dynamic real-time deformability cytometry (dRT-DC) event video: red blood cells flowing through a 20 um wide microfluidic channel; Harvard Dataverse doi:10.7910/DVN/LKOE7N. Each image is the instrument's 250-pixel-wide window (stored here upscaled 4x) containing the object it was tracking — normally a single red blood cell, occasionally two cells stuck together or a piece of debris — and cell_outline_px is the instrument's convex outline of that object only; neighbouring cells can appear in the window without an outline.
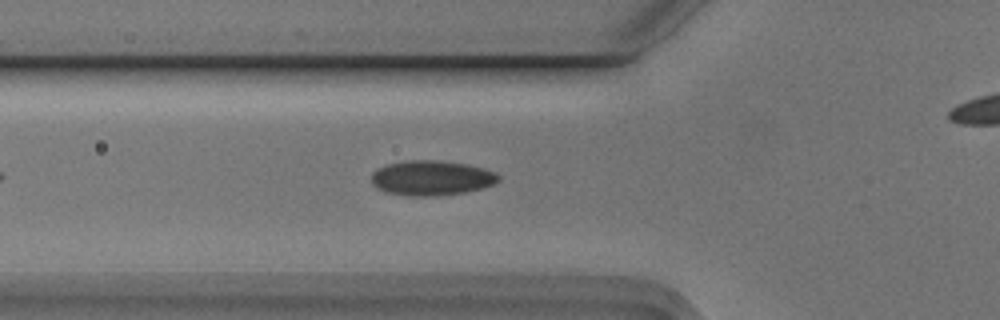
{"species": "Egyptian fruit bat (a non-hibernating species)", "species_latin": "Rousettus aegyptiacus", "temperature_condition": "cold", "stored_images_in_passage": 29, "camera_frame_rate_fps": 3000, "um_per_image_px": 0.085, "animal": {"sex": "male"}, "frame": {"image": 1, "passage_image": 9, "time_ms": 2.667, "image_size_px": [1000, 320], "cell_outline_px": [[500, 180], [492, 184], [480, 188], [464, 192], [436, 196], [408, 196], [384, 192], [376, 188], [372, 184], [372, 172], [376, 168], [388, 164], [412, 160], [432, 160], [464, 164], [484, 168], [496, 172], [500, 176]], "centroid_in_image_um": [36.64, 15.14], "position_along_channel_um": 89.2, "area_um2": 25.78}}
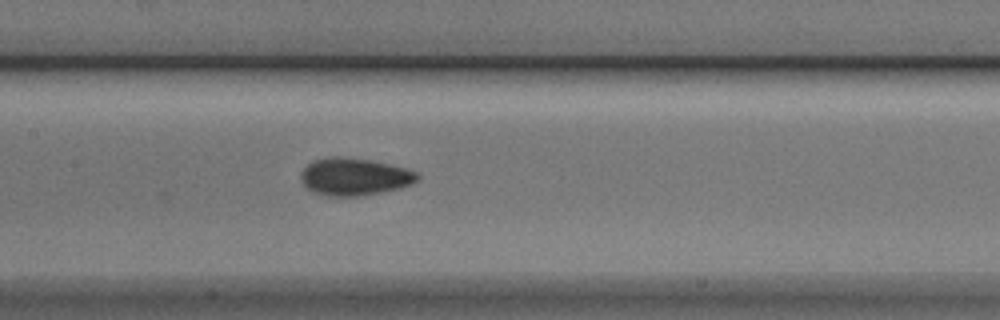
{"frame": {"image": 2, "passage_image": 16, "time_ms": 5.0, "image_size_px": [1000, 320], "cell_outline_px": [[420, 180], [412, 184], [400, 188], [360, 196], [328, 196], [312, 192], [300, 180], [300, 172], [312, 160], [332, 156], [336, 156], [372, 160], [408, 168], [416, 172], [420, 176]], "centroid_in_image_um": [30.14, 15.01], "position_along_channel_um": 177.3, "area_um2": 25.66}}
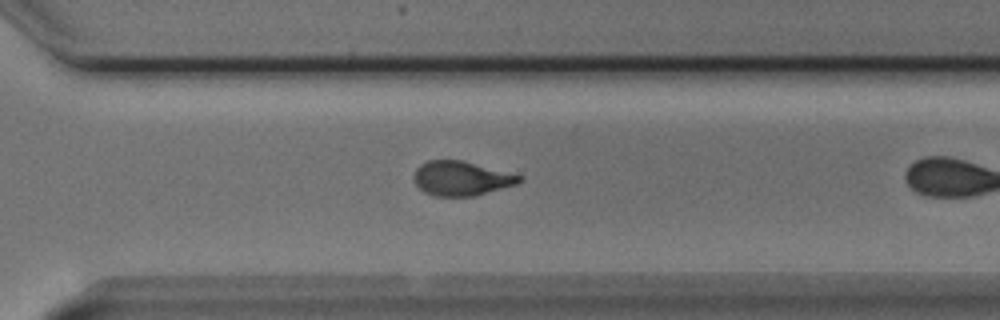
{"frame": {"image": 3, "passage_image": 25, "time_ms": 8.0, "image_size_px": [1000, 320], "cell_outline_px": [[524, 180], [516, 184], [472, 196], [436, 196], [424, 192], [416, 184], [412, 176], [416, 168], [420, 164], [428, 160], [460, 160], [524, 176]], "centroid_in_image_um": [39.19, 15.15], "position_along_channel_um": 331.4, "area_um2": 20.98}}